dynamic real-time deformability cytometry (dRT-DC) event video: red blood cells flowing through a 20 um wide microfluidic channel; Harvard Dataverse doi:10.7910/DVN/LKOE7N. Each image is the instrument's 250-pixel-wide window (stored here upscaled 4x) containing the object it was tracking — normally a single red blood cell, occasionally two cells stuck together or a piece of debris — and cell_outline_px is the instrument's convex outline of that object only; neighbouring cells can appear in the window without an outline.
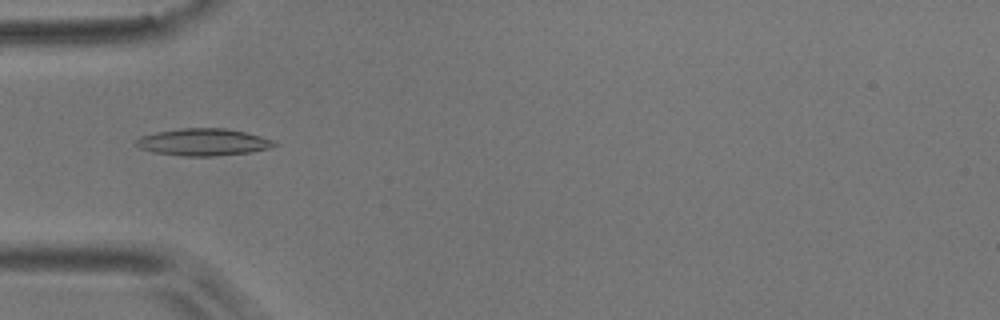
{"species": "common noctule bat (a hibernating species)", "species_latin": "Nyctalus noctula", "temperature_condition": "room temperature", "stored_images_in_passage": 46, "camera_frame_rate_fps": 3000, "um_per_image_px": 0.085, "animal": {"sex": "male", "body_mass_g": 17.9}, "frame": {"image": 1, "passage_image": 10, "time_ms": 3.0, "image_size_px": [1000, 320], "cell_outline_px": [[280, 144], [268, 148], [248, 152], [212, 156], [184, 156], [152, 152], [140, 148], [136, 144], [136, 140], [140, 136], [156, 132], [184, 128], [224, 128], [244, 132], [276, 140]], "centroid_in_image_um": [17.28, 12.08], "position_along_channel_um": 67.7, "area_um2": 21.68}}
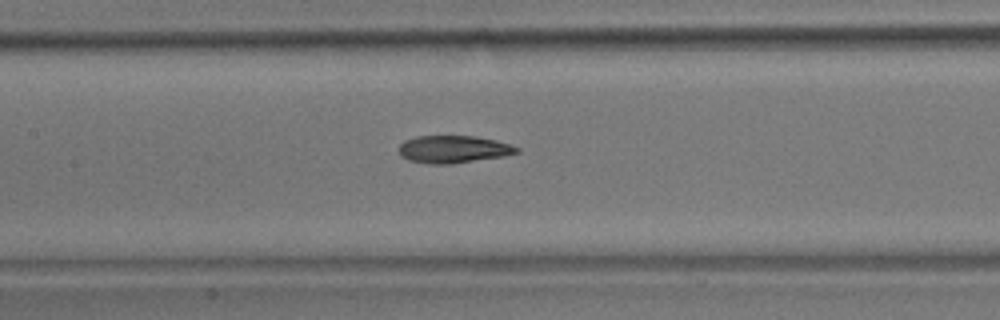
{"frame": {"image": 2, "passage_image": 18, "time_ms": 5.667, "image_size_px": [1000, 320], "cell_outline_px": [[520, 152], [504, 156], [452, 164], [428, 164], [408, 160], [400, 156], [396, 148], [404, 140], [416, 136], [476, 136], [496, 140], [520, 148]], "centroid_in_image_um": [38.49, 12.69], "position_along_channel_um": 168.9, "area_um2": 19.13}}
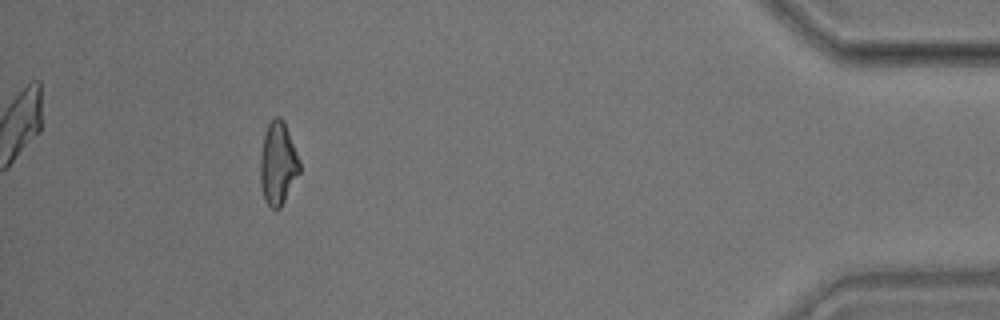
{"frame": {"image": 3, "passage_image": 42, "time_ms": 13.667, "image_size_px": [1000, 320], "cell_outline_px": [[300, 172], [280, 208], [272, 208], [264, 200], [260, 184], [260, 156], [264, 136], [268, 124], [276, 116], [280, 116], [284, 120], [300, 160]], "centroid_in_image_um": [23.63, 13.88], "position_along_channel_um": 411.6, "area_um2": 18.96}, "authors_computed_cell_mechanics": {"area_um2": 19.0451, "velocity_mm_per_s": 3.7674, "shape_relaxation_time_tau1_ms": 5.8319, "shape_relaxation_time_tau2_ms": 4.4799, "deformation_change_tau1": 0.1863, "deformation_change_tau2": 0.1305}}